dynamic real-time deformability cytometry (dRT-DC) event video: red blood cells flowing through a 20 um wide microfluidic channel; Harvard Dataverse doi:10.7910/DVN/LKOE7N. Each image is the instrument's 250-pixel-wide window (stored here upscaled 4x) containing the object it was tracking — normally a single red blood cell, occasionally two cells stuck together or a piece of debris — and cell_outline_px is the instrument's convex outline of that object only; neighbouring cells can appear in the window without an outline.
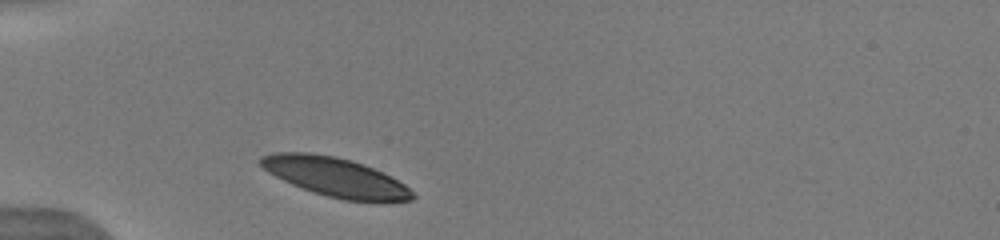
{"species": "human", "species_latin": "Homo sapiens", "temperature_condition": "warm", "stored_images_in_passage": 21, "camera_frame_rate_fps": 3000, "um_per_image_px": 0.085, "donor": {"sex": "male"}, "frame": {"image": 1, "passage_image": 1, "time_ms": 0.0, "image_size_px": [1000, 240], "cell_outline_px": [[416, 196], [412, 200], [344, 200], [312, 192], [292, 184], [268, 172], [260, 164], [260, 156], [272, 152], [308, 152], [336, 156], [364, 164], [404, 184]], "centroid_in_image_um": [28.43, 15.02], "position_along_channel_um": 56.6, "area_um2": 33.87}, "authors_computed_cell_mechanics": {"area_um2": 36.4718, "velocity_mm_per_s": 3.9951, "shape_relaxation_time_tau1_ms": 1.1561, "shape_relaxation_time_tau2_ms": 7.4835, "deformation_change_tau1": 0.0897, "deformation_change_tau2": 0.1793}}